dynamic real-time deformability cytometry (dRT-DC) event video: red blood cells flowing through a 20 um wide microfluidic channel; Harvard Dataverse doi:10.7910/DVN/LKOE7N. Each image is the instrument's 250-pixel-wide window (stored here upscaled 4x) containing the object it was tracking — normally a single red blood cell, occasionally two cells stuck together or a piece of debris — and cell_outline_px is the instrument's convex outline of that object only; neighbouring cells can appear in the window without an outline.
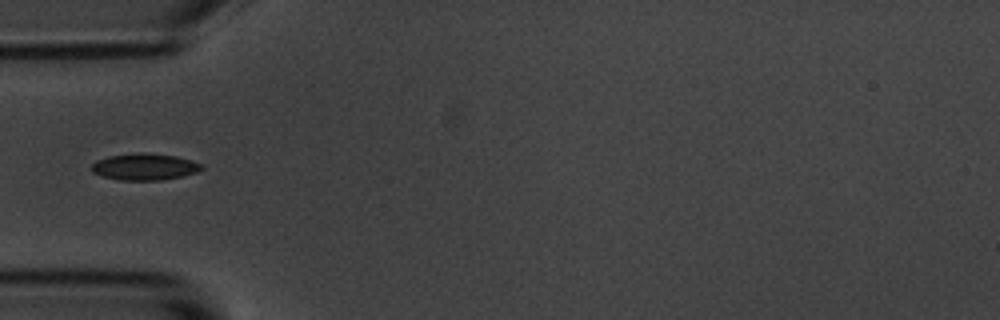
{"species": "common noctule bat (a hibernating species)", "species_latin": "Nyctalus noctula", "temperature_condition": "room temperature", "stored_images_in_passage": 8, "camera_frame_rate_fps": 3000, "um_per_image_px": 0.085, "animal": {"sex": "male", "body_mass_g": 20.1, "forearm_length_mm": 53.5}, "frame": {"image": 1, "passage_image": 2, "time_ms": 1.333, "image_size_px": [1000, 320], "cell_outline_px": [[204, 168], [196, 172], [180, 176], [160, 180], [120, 180], [104, 176], [92, 172], [92, 164], [96, 160], [108, 156], [136, 152], [148, 152], [176, 156], [192, 160], [204, 164]], "centroid_in_image_um": [12.31, 14.15], "position_along_channel_um": 72.7, "area_um2": 17.17}}
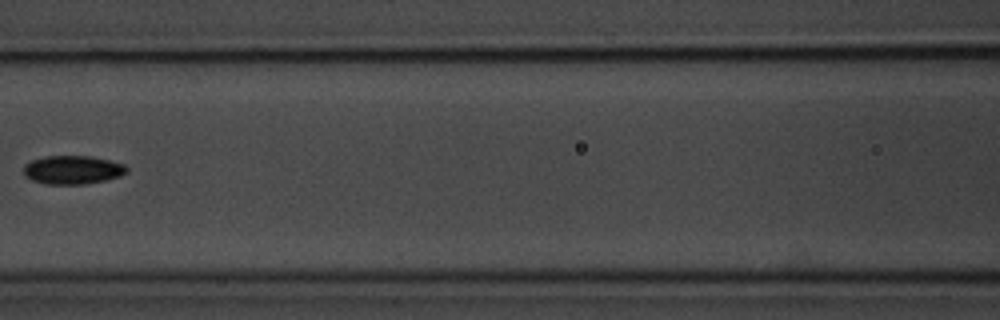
{"frame": {"image": 2, "passage_image": 4, "time_ms": 3.667, "image_size_px": [1000, 320], "cell_outline_px": [[128, 172], [120, 176], [104, 180], [84, 184], [44, 184], [32, 180], [24, 176], [24, 164], [32, 160], [48, 156], [92, 156], [124, 164], [128, 168]], "centroid_in_image_um": [6.17, 14.44], "position_along_channel_um": 160.4, "area_um2": 17.17}}
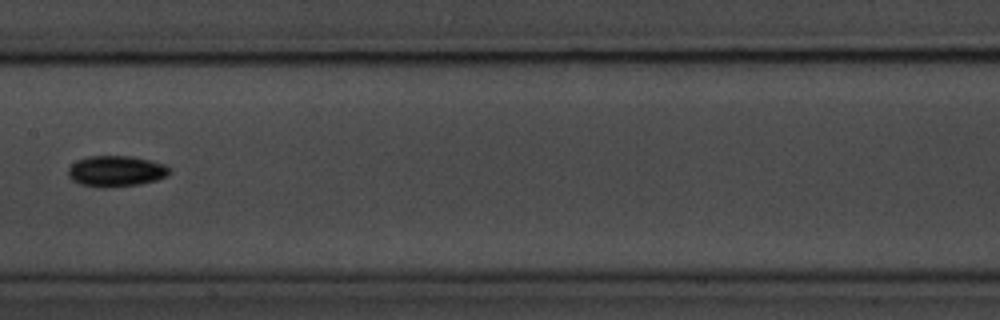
{"frame": {"image": 3, "passage_image": 5, "time_ms": 4.667, "image_size_px": [1000, 320], "cell_outline_px": [[172, 172], [168, 176], [156, 180], [140, 184], [108, 188], [100, 188], [80, 184], [72, 180], [68, 176], [68, 168], [76, 160], [88, 156], [132, 156], [164, 164]], "centroid_in_image_um": [9.85, 14.56], "position_along_channel_um": 197.6, "area_um2": 18.44}}